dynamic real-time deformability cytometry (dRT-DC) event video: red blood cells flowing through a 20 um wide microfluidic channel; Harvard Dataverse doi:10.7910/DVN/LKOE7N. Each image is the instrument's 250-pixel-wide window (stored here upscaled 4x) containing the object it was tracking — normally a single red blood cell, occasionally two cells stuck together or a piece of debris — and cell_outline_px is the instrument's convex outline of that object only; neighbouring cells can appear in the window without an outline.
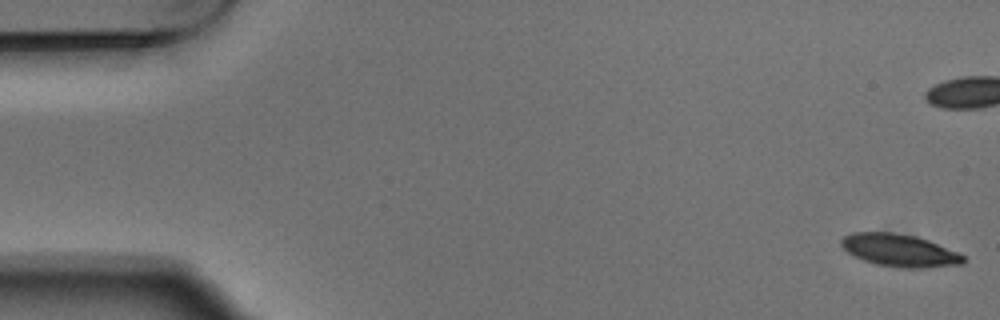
{"species": "Egyptian fruit bat (a non-hibernating species)", "species_latin": "Rousettus aegyptiacus", "temperature_condition": "warm", "stored_images_in_passage": 5, "camera_frame_rate_fps": 3000, "um_per_image_px": 0.085, "animal": {"sex": "male"}, "frame": {"image": 1, "passage_image": 1, "time_ms": 0.0, "image_size_px": [1000, 320], "cell_outline_px": [[964, 264], [924, 268], [900, 268], [876, 264], [852, 256], [840, 244], [840, 240], [844, 236], [852, 232], [896, 232], [916, 236], [928, 240], [956, 252], [964, 256]], "centroid_in_image_um": [76.42, 21.28], "position_along_channel_um": 8.6, "area_um2": 23.18}}
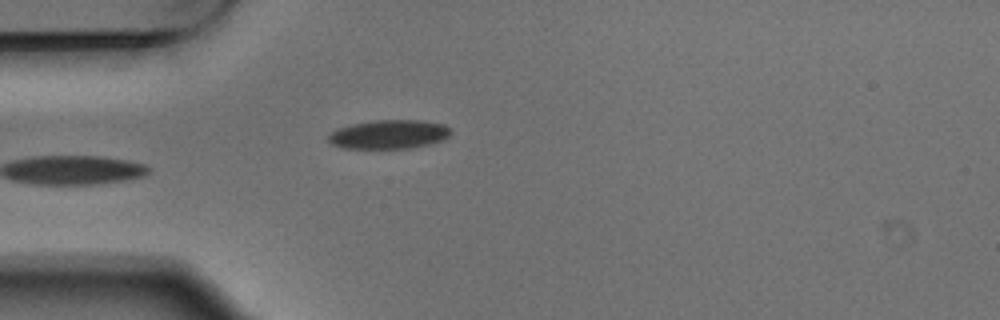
{"frame": {"image": 2, "passage_image": 5, "time_ms": 1.333, "image_size_px": [1000, 320], "cell_outline_px": [[452, 132], [444, 140], [412, 148], [344, 148], [332, 144], [328, 140], [328, 136], [336, 128], [352, 124], [376, 120], [420, 120], [444, 124], [452, 128]], "centroid_in_image_um": [33.09, 11.41], "position_along_channel_um": 51.9, "area_um2": 20.69}}